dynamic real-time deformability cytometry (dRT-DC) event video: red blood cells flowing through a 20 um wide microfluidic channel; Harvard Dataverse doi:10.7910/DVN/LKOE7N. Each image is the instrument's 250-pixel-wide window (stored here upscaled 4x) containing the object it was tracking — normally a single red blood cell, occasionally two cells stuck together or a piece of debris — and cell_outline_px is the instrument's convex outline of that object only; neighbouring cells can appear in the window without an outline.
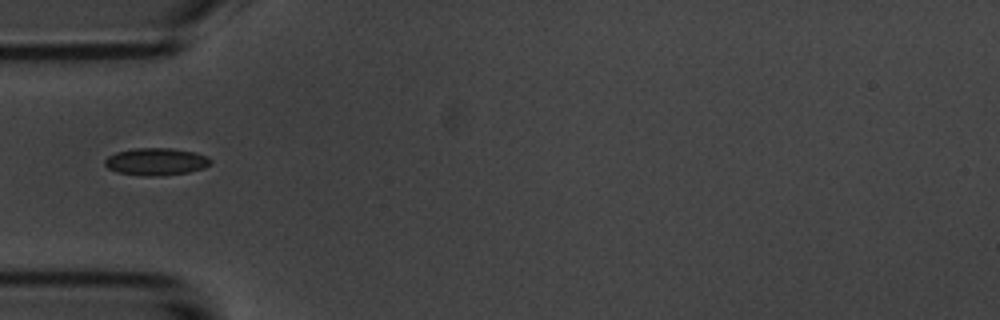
{"species": "common noctule bat (a hibernating species)", "species_latin": "Nyctalus noctula", "temperature_condition": "room temperature", "stored_images_in_passage": 1, "camera_frame_rate_fps": 3000, "um_per_image_px": 0.085, "animal": {"sex": "male", "body_mass_g": 20.1, "forearm_length_mm": 53.5}, "frame": {"image": 1, "passage_image": 1, "time_ms": 0.0, "image_size_px": [1000, 320], "cell_outline_px": [[212, 164], [204, 168], [188, 172], [160, 176], [144, 176], [116, 172], [108, 168], [104, 164], [104, 160], [108, 156], [116, 152], [136, 148], [172, 148], [196, 152], [208, 156], [212, 160]], "centroid_in_image_um": [13.29, 13.74], "position_along_channel_um": 71.7, "area_um2": 17.05}}